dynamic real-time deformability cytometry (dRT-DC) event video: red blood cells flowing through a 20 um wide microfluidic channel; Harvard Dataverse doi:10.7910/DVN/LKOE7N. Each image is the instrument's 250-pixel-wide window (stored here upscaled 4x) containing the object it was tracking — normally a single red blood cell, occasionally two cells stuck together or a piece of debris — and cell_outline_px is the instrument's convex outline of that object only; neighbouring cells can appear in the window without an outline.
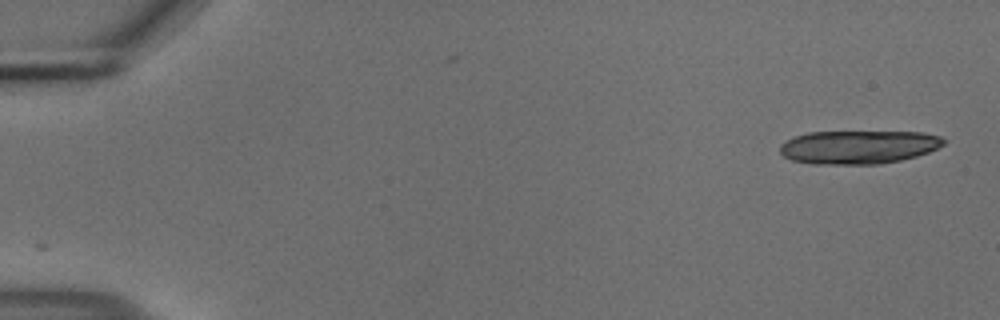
{"species": "common noctule bat (a hibernating species)", "species_latin": "Nyctalus noctula", "temperature_condition": "cold", "stored_images_in_passage": 18, "camera_frame_rate_fps": 3000, "um_per_image_px": 0.085, "animal": {"sex": "male", "body_mass_g": 18.8}, "frame": {"image": 1, "passage_image": 1, "time_ms": 0.0, "image_size_px": [1000, 320], "cell_outline_px": [[944, 144], [928, 152], [916, 156], [900, 160], [880, 164], [812, 164], [792, 160], [784, 156], [780, 152], [780, 144], [796, 136], [808, 132], [920, 132], [940, 136], [944, 140]], "centroid_in_image_um": [72.95, 12.5], "position_along_channel_um": 12.0, "area_um2": 31.73}}